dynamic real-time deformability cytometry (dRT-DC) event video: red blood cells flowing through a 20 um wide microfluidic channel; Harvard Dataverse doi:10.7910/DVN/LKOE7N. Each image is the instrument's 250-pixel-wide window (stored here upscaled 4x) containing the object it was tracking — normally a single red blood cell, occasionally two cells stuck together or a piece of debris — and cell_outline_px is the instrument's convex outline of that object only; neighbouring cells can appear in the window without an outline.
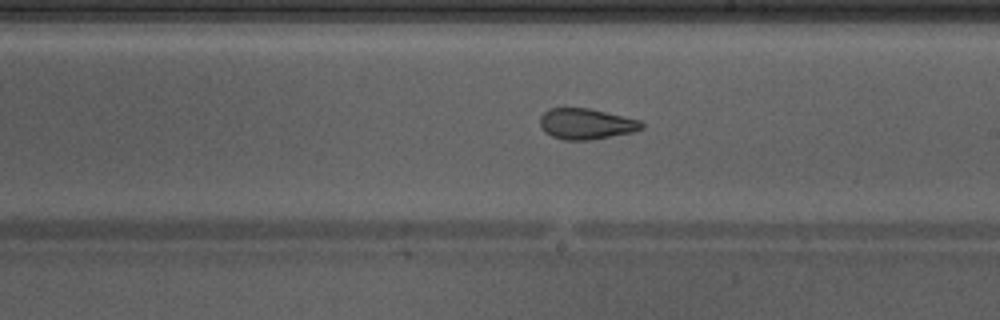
{"species": "Egyptian fruit bat (a non-hibernating species)", "species_latin": "Rousettus aegyptiacus", "temperature_condition": "warm", "stored_images_in_passage": 39, "camera_frame_rate_fps": 3000, "um_per_image_px": 0.085, "animal": {"sex": "male"}, "frame": {"image": 1, "passage_image": 28, "time_ms": 9.0, "image_size_px": [1000, 320], "cell_outline_px": [[644, 128], [632, 132], [588, 140], [564, 140], [552, 136], [544, 132], [540, 124], [540, 116], [548, 108], [588, 108], [624, 116], [640, 120], [644, 124]], "centroid_in_image_um": [49.81, 10.52], "position_along_channel_um": 239.2, "area_um2": 18.21}}